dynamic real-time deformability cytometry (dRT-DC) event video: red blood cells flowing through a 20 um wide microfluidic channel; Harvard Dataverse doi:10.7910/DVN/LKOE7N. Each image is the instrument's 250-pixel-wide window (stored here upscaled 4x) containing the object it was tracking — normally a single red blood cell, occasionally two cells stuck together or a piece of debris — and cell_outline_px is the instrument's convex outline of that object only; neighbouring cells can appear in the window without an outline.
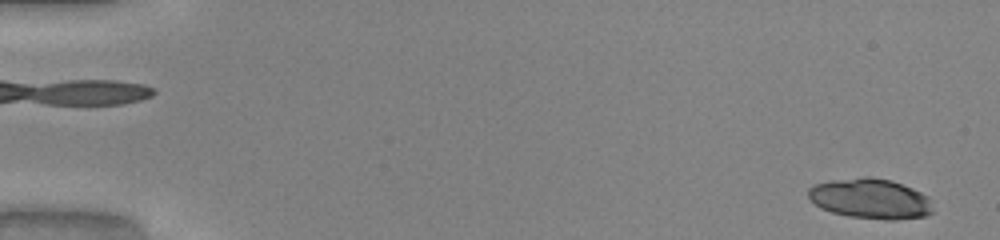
{"species": "common noctule bat (a hibernating species)", "species_latin": "Nyctalus noctula", "temperature_condition": "warm", "stored_images_in_passage": 50, "camera_frame_rate_fps": 3000, "um_per_image_px": 0.085, "animal": {"sex": "male", "body_mass_g": 20.0, "forearm_length_mm": 53.3}, "frame": {"image": 1, "passage_image": 2, "time_ms": 0.333, "image_size_px": [1000, 240], "cell_outline_px": [[932, 212], [924, 216], [896, 220], [888, 220], [848, 216], [832, 212], [820, 208], [808, 196], [808, 188], [816, 184], [832, 180], [864, 176], [868, 176], [892, 180], [912, 188], [928, 196]], "centroid_in_image_um": [73.97, 16.88], "position_along_channel_um": 11.0, "area_um2": 29.07}}
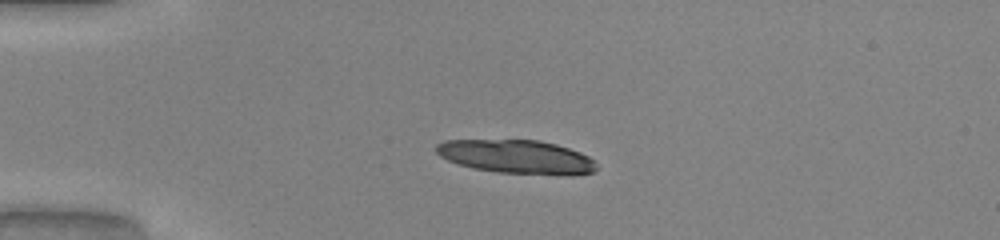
{"frame": {"image": 2, "passage_image": 13, "time_ms": 4.0, "image_size_px": [1000, 240], "cell_outline_px": [[596, 168], [592, 172], [496, 172], [472, 168], [448, 160], [440, 156], [436, 152], [436, 144], [444, 140], [540, 140], [556, 144], [580, 152], [588, 156], [596, 164]], "centroid_in_image_um": [43.78, 13.27], "position_along_channel_um": 41.2, "area_um2": 30.17}, "authors_computed_cell_mechanics": {"area_um2": 28.6399, "velocity_mm_per_s": 4.0965, "shape_relaxation_time_tau1_ms": 2.5866, "shape_relaxation_time_tau2_ms": 1.5862, "deformation_change_tau1": 0.1586, "deformation_change_tau2": 0.0546}}